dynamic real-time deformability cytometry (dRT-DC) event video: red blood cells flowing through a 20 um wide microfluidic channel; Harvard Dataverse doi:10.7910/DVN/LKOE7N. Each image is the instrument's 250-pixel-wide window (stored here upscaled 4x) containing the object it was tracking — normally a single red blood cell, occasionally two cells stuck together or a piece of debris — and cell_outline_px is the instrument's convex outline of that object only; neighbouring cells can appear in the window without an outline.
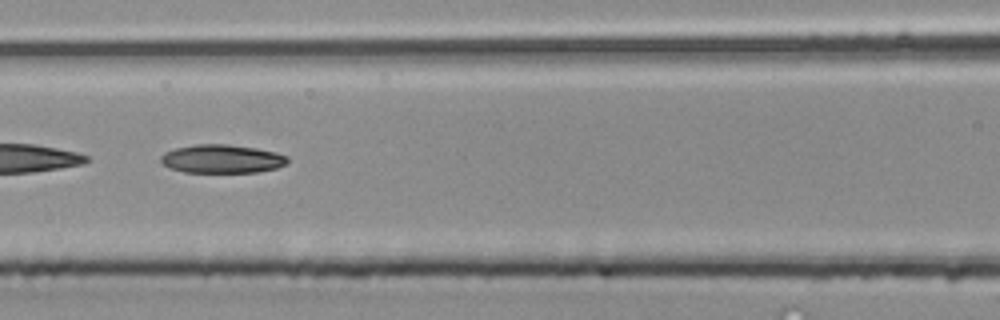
{"species": "common noctule bat (a hibernating species)", "species_latin": "Nyctalus noctula", "temperature_condition": "room temperature", "stored_images_in_passage": 49, "camera_frame_rate_fps": 3000, "um_per_image_px": 0.085, "animal": {"sex": "male", "body_mass_g": 20.4}, "frame": {"image": 1, "passage_image": 22, "time_ms": 7.0, "image_size_px": [1000, 320], "cell_outline_px": [[288, 164], [276, 168], [256, 172], [184, 172], [168, 168], [160, 160], [160, 156], [164, 152], [176, 148], [196, 144], [228, 144], [256, 148], [276, 152], [288, 156]], "centroid_in_image_um": [18.87, 13.5], "position_along_channel_um": 147.7, "area_um2": 21.15}}
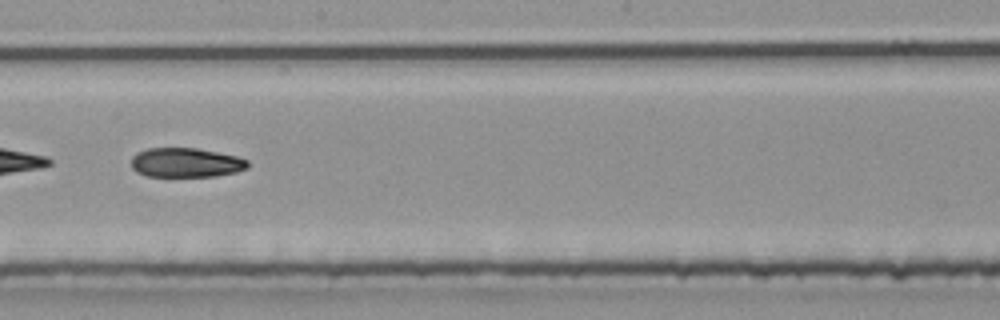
{"frame": {"image": 2, "passage_image": 28, "time_ms": 9.0, "image_size_px": [1000, 320], "cell_outline_px": [[248, 168], [236, 172], [216, 176], [148, 176], [136, 172], [132, 168], [132, 156], [136, 152], [148, 148], [196, 148], [236, 156], [248, 160]], "centroid_in_image_um": [15.79, 13.82], "position_along_channel_um": 232.4, "area_um2": 19.94}}
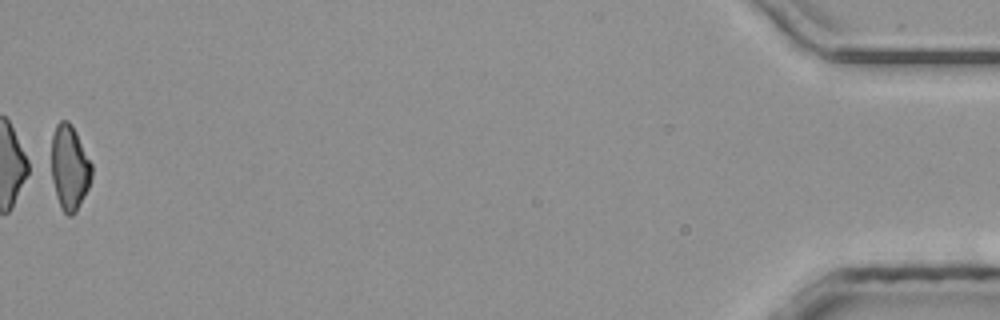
{"frame": {"image": 3, "passage_image": 49, "time_ms": 16.0, "image_size_px": [1000, 320], "cell_outline_px": [[92, 176], [88, 188], [76, 212], [72, 216], [68, 216], [60, 208], [56, 196], [52, 180], [52, 136], [56, 124], [60, 120], [68, 120], [72, 124], [92, 164]], "centroid_in_image_um": [5.91, 14.25], "position_along_channel_um": 429.3, "area_um2": 20.0}}